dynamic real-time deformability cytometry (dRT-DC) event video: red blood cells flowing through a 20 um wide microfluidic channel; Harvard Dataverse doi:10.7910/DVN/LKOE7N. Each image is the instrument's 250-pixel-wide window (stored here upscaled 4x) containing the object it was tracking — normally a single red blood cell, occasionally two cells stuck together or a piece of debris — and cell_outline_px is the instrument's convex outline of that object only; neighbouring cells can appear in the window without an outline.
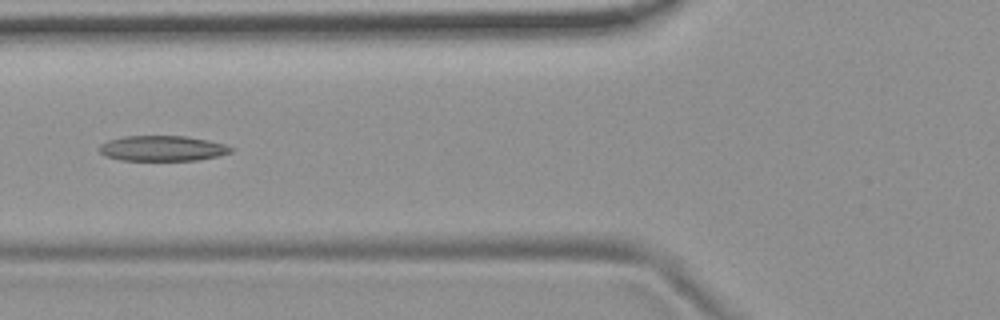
{"species": "common noctule bat (a hibernating species)", "species_latin": "Nyctalus noctula", "temperature_condition": "room temperature", "stored_images_in_passage": 6, "camera_frame_rate_fps": 3000, "um_per_image_px": 0.085, "animal": {"sex": "female", "body_mass_g": 19.9}, "frame": {"image": 1, "passage_image": 6, "time_ms": 6.0, "image_size_px": [1000, 320], "cell_outline_px": [[236, 148], [232, 152], [220, 156], [196, 160], [120, 160], [104, 156], [96, 148], [100, 144], [108, 140], [124, 136], [184, 136], [208, 140], [224, 144]], "centroid_in_image_um": [13.8, 12.61], "position_along_channel_um": 112.0, "area_um2": 19.65}}